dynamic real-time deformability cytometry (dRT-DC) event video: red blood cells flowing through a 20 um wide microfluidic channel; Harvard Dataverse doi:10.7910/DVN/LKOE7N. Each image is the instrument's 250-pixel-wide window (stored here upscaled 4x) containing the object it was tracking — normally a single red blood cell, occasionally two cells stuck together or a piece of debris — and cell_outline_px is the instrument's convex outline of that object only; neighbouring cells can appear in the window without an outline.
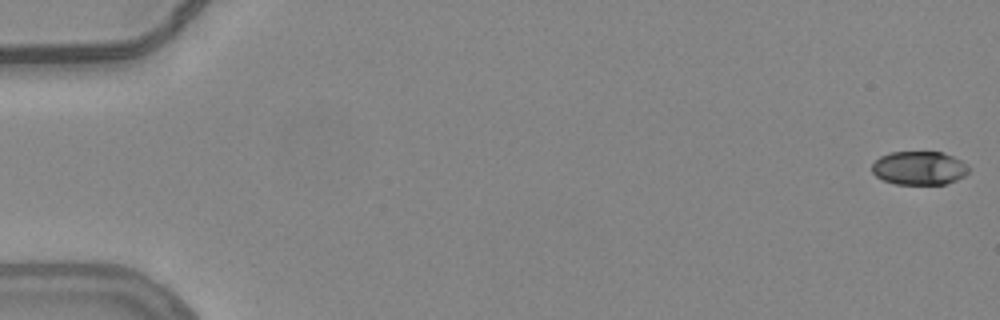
{"species": "common noctule bat (a hibernating species)", "species_latin": "Nyctalus noctula", "temperature_condition": "warm", "stored_images_in_passage": 55, "camera_frame_rate_fps": 3000, "um_per_image_px": 0.085, "animal": {"sex": "female", "body_mass_g": 24.6, "forearm_length_mm": 56.2}, "frame": {"image": 1, "passage_image": 1, "time_ms": 0.0, "image_size_px": [1000, 320], "cell_outline_px": [[968, 172], [964, 176], [956, 180], [944, 184], [896, 184], [884, 180], [876, 176], [872, 172], [872, 164], [880, 156], [888, 152], [944, 152], [968, 164]], "centroid_in_image_um": [78.13, 14.28], "position_along_channel_um": 6.9, "area_um2": 18.96}}
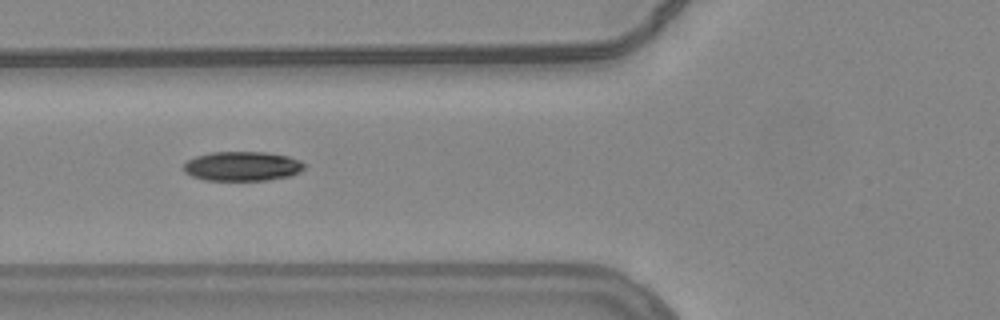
{"frame": {"image": 2, "passage_image": 22, "time_ms": 7.0, "image_size_px": [1000, 320], "cell_outline_px": [[304, 168], [300, 172], [288, 176], [268, 180], [204, 180], [192, 176], [184, 172], [184, 164], [188, 160], [196, 156], [212, 152], [264, 152], [288, 156], [300, 160], [304, 164]], "centroid_in_image_um": [20.59, 14.13], "position_along_channel_um": 105.2, "area_um2": 20.63}}
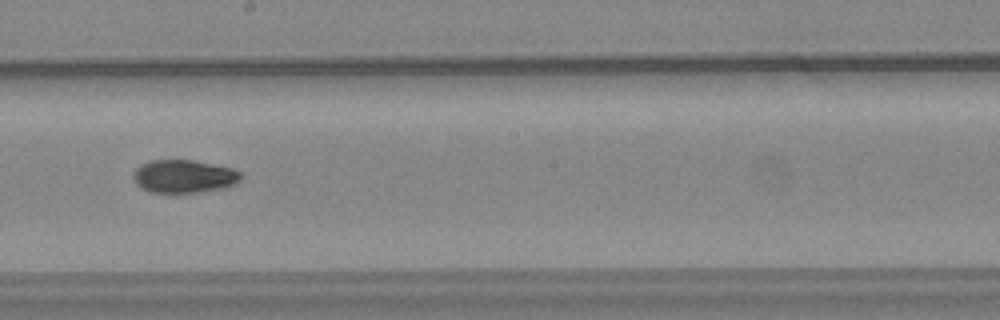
{"frame": {"image": 3, "passage_image": 32, "time_ms": 10.333, "image_size_px": [1000, 320], "cell_outline_px": [[244, 176], [236, 184], [228, 188], [200, 192], [148, 192], [140, 188], [132, 180], [132, 172], [140, 164], [152, 160], [192, 160], [232, 168], [240, 172]], "centroid_in_image_um": [15.63, 15.0], "position_along_channel_um": 232.6, "area_um2": 21.1}, "authors_computed_cell_mechanics": {"area_um2": 20.519, "velocity_mm_per_s": 3.8008, "shape_relaxation_time_tau1_ms": 4.4349, "shape_relaxation_time_tau2_ms": 4.3874, "deformation_change_tau1": 0.1571, "deformation_change_tau2": 0.0742}}